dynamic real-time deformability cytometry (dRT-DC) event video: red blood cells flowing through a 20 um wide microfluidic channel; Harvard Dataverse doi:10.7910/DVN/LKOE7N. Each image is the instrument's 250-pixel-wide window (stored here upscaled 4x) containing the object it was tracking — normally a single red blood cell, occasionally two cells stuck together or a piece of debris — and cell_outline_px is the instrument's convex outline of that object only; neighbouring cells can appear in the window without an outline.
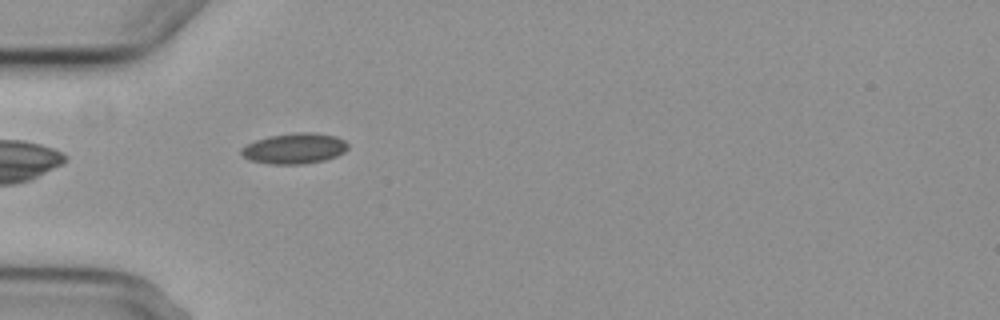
{"species": "common noctule bat (a hibernating species)", "species_latin": "Nyctalus noctula", "temperature_condition": "cold", "stored_images_in_passage": 4, "camera_frame_rate_fps": 3000, "um_per_image_px": 0.085, "animal": {"sex": "female", "body_mass_g": 29.2, "forearm_length_mm": 56.3}, "frame": {"image": 1, "passage_image": 4, "time_ms": 3.333, "image_size_px": [1000, 320], "cell_outline_px": [[348, 148], [344, 152], [336, 156], [324, 160], [300, 164], [268, 164], [248, 160], [240, 152], [240, 148], [256, 140], [268, 136], [296, 132], [316, 132], [336, 136], [344, 140], [348, 144]], "centroid_in_image_um": [25.02, 12.61], "position_along_channel_um": 60.0, "area_um2": 19.13}}